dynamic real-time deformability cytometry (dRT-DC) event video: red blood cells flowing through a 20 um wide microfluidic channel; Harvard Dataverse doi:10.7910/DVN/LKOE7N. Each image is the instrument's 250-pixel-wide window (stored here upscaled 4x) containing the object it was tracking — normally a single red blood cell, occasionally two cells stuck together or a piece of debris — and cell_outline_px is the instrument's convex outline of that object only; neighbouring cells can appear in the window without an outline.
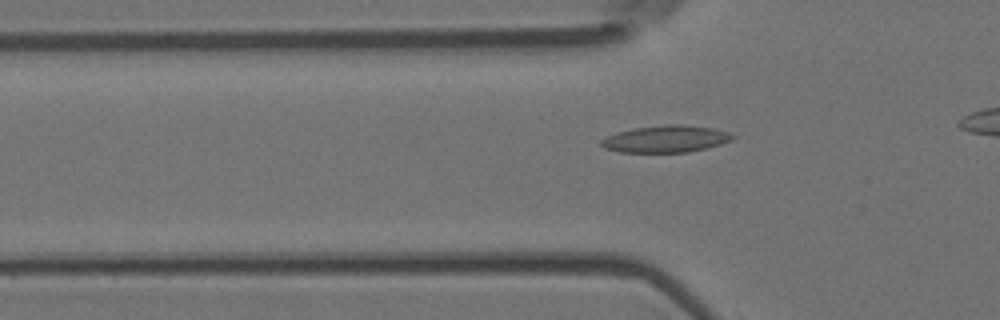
{"species": "Egyptian fruit bat (a non-hibernating species)", "species_latin": "Rousettus aegyptiacus", "temperature_condition": "room temperature", "stored_images_in_passage": 40, "camera_frame_rate_fps": 3000, "um_per_image_px": 0.085, "animal": {"sex": "female"}, "frame": {"image": 1, "passage_image": 13, "time_ms": 4.0, "image_size_px": [1000, 320], "cell_outline_px": [[736, 136], [732, 140], [708, 148], [688, 152], [620, 152], [604, 148], [600, 144], [600, 140], [616, 132], [632, 128], [664, 124], [684, 124], [712, 128], [728, 132]], "centroid_in_image_um": [56.59, 11.8], "position_along_channel_um": 69.2, "area_um2": 20.81}}
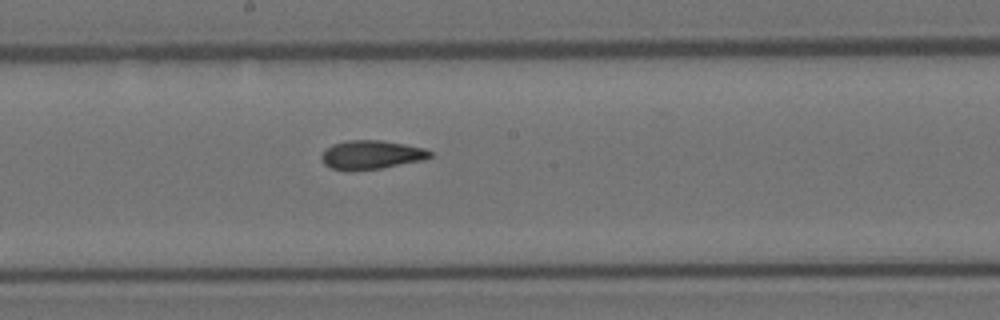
{"frame": {"image": 2, "passage_image": 25, "time_ms": 8.0, "image_size_px": [1000, 320], "cell_outline_px": [[432, 156], [424, 160], [380, 168], [352, 172], [348, 172], [332, 168], [324, 164], [320, 160], [320, 156], [324, 148], [332, 144], [348, 140], [380, 140], [404, 144], [424, 148], [432, 152]], "centroid_in_image_um": [31.5, 13.17], "position_along_channel_um": 216.7, "area_um2": 18.55}}
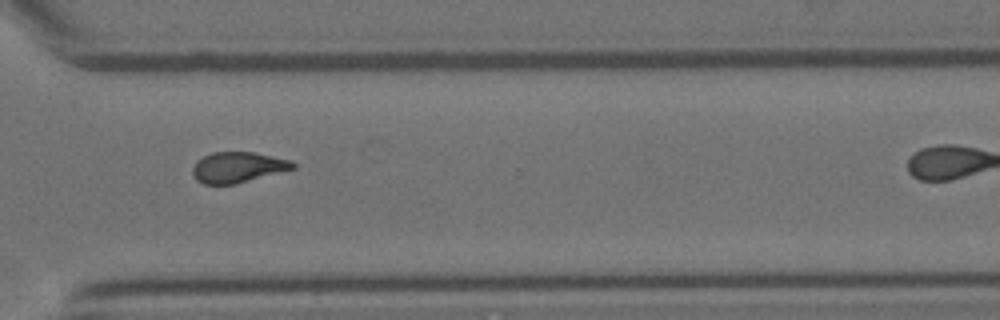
{"frame": {"image": 3, "passage_image": 36, "time_ms": 11.667, "image_size_px": [1000, 320], "cell_outline_px": [[296, 168], [236, 184], [204, 184], [196, 180], [192, 172], [192, 168], [196, 160], [212, 152], [252, 152], [292, 160], [296, 164]], "centroid_in_image_um": [20.21, 14.22], "position_along_channel_um": 350.4, "area_um2": 17.98}}